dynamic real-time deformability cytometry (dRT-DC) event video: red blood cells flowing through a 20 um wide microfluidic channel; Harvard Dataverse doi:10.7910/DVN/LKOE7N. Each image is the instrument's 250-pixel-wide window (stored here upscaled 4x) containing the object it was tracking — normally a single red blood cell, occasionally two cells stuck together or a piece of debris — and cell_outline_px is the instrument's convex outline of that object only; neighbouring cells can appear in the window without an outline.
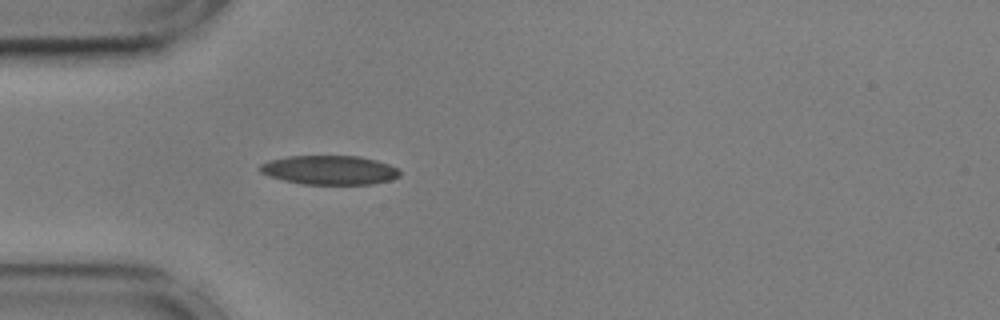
{"species": "common noctule bat (a hibernating species)", "species_latin": "Nyctalus noctula", "temperature_condition": "cold", "stored_images_in_passage": 40, "camera_frame_rate_fps": 3000, "um_per_image_px": 0.085, "animal": {"sex": "male", "body_mass_g": 17.9, "forearm_length_mm": 54.2}, "frame": {"image": 1, "passage_image": 1, "time_ms": 0.0, "image_size_px": [1000, 320], "cell_outline_px": [[400, 176], [392, 180], [372, 184], [300, 184], [268, 176], [260, 172], [256, 168], [260, 164], [268, 160], [288, 156], [360, 156], [376, 160], [388, 164], [396, 168], [400, 172]], "centroid_in_image_um": [27.97, 14.45], "position_along_channel_um": 57.0, "area_um2": 23.93}}
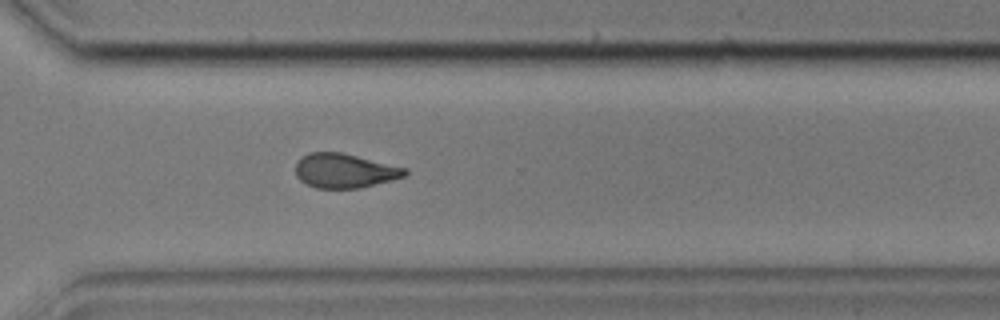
{"frame": {"image": 2, "passage_image": 25, "time_ms": 8.0, "image_size_px": [1000, 320], "cell_outline_px": [[408, 172], [404, 176], [360, 188], [316, 188], [304, 184], [296, 176], [296, 160], [308, 152], [344, 152], [408, 168]], "centroid_in_image_um": [29.26, 14.5], "position_along_channel_um": 341.3, "area_um2": 22.14}}
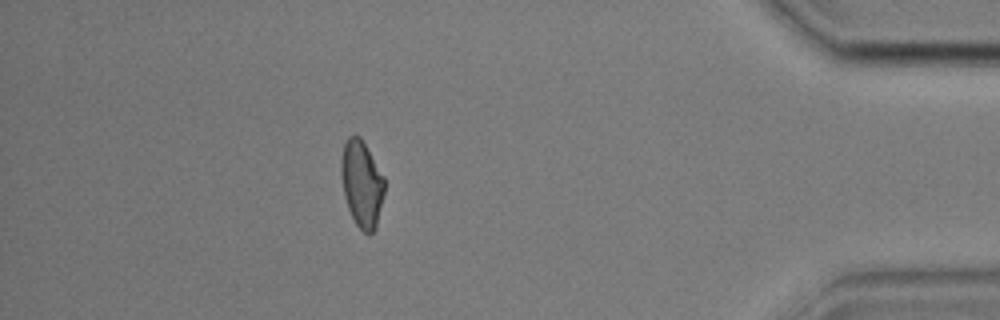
{"frame": {"image": 3, "passage_image": 34, "time_ms": 11.0, "image_size_px": [1000, 320], "cell_outline_px": [[384, 192], [376, 228], [368, 236], [356, 224], [348, 208], [344, 196], [340, 172], [340, 160], [344, 144], [348, 136], [360, 136], [384, 176]], "centroid_in_image_um": [30.74, 15.62], "position_along_channel_um": 404.5, "area_um2": 21.85}, "authors_computed_cell_mechanics": {"area_um2": 22.2819, "velocity_mm_per_s": 3.603, "shape_relaxation_time_tau1_ms": 8.899, "shape_relaxation_time_tau2_ms": 3.054, "deformation_change_tau1": 0.1963, "deformation_change_tau2": 0.1107}}